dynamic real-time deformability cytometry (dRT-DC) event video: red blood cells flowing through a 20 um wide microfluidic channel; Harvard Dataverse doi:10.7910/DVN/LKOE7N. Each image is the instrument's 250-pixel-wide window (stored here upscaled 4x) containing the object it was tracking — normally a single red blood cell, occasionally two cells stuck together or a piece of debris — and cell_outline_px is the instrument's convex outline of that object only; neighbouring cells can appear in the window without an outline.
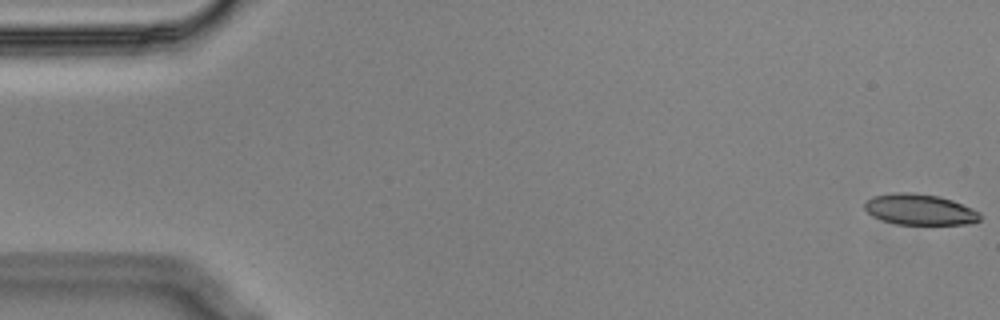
{"species": "Egyptian fruit bat (a non-hibernating species)", "species_latin": "Rousettus aegyptiacus", "temperature_condition": "cold", "stored_images_in_passage": 56, "camera_frame_rate_fps": 3000, "um_per_image_px": 0.085, "animal": {"sex": "male"}, "frame": {"image": 1, "passage_image": 1, "time_ms": 0.0, "image_size_px": [1000, 320], "cell_outline_px": [[980, 220], [972, 224], [896, 224], [872, 216], [864, 208], [864, 204], [872, 196], [892, 192], [912, 192], [940, 196], [952, 200], [972, 208], [980, 212]], "centroid_in_image_um": [78.18, 17.8], "position_along_channel_um": 6.8, "area_um2": 20.87}}
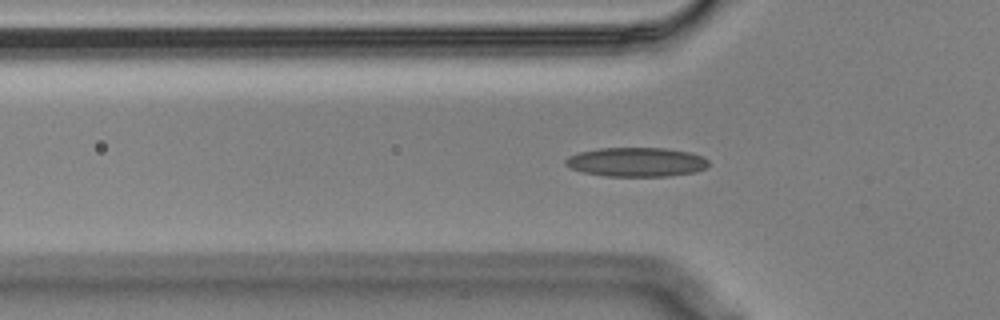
{"frame": {"image": 2, "passage_image": 18, "time_ms": 5.667, "image_size_px": [1000, 320], "cell_outline_px": [[708, 164], [704, 168], [696, 172], [668, 176], [604, 176], [584, 172], [572, 168], [564, 164], [564, 160], [568, 156], [580, 152], [600, 148], [664, 148], [692, 152], [704, 156], [708, 160]], "centroid_in_image_um": [54.11, 13.77], "position_along_channel_um": 71.7, "area_um2": 24.39}}
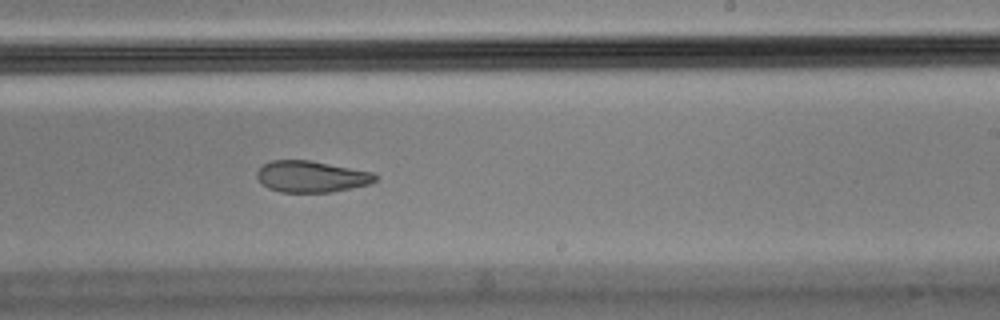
{"frame": {"image": 3, "passage_image": 34, "time_ms": 11.0, "image_size_px": [1000, 320], "cell_outline_px": [[380, 176], [372, 184], [332, 192], [280, 192], [268, 188], [256, 176], [256, 172], [264, 164], [272, 160], [308, 160], [372, 172]], "centroid_in_image_um": [26.5, 15.01], "position_along_channel_um": 262.5, "area_um2": 21.62}, "authors_computed_cell_mechanics": {"area_um2": 22.8021, "velocity_mm_per_s": 3.5642, "shape_relaxation_time_tau1_ms": null, "shape_relaxation_time_tau2_ms": 3.6386, "deformation_change_tau1": null, "deformation_change_tau2": 0.1057}}